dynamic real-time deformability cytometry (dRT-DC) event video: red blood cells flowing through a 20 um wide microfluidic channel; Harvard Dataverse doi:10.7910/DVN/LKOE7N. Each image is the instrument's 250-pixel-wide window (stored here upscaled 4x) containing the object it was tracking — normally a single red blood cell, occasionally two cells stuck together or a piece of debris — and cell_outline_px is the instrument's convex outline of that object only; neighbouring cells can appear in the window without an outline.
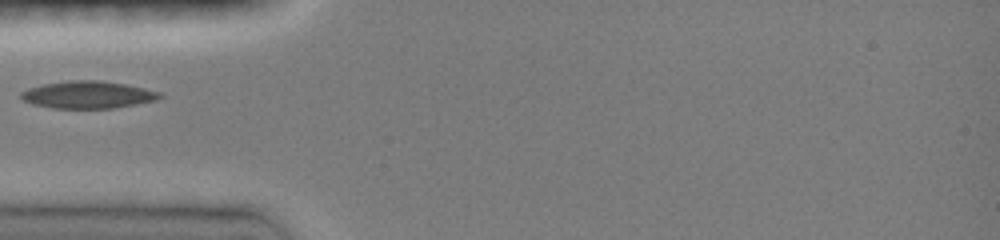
{"species": "common noctule bat (a hibernating species)", "species_latin": "Nyctalus noctula", "temperature_condition": "room temperature", "stored_images_in_passage": 13, "camera_frame_rate_fps": 3000, "um_per_image_px": 0.085, "animal": {"sex": "female", "body_mass_g": 19.0, "forearm_length_mm": 51.5}, "frame": {"image": 1, "passage_image": 1, "time_ms": 0.0, "image_size_px": [1000, 240], "cell_outline_px": [[164, 96], [156, 100], [136, 104], [112, 108], [52, 108], [32, 104], [24, 100], [20, 96], [20, 92], [28, 88], [44, 84], [68, 80], [100, 80], [124, 84], [144, 88], [160, 92]], "centroid_in_image_um": [7.46, 8.05], "position_along_channel_um": 77.5, "area_um2": 22.02}}
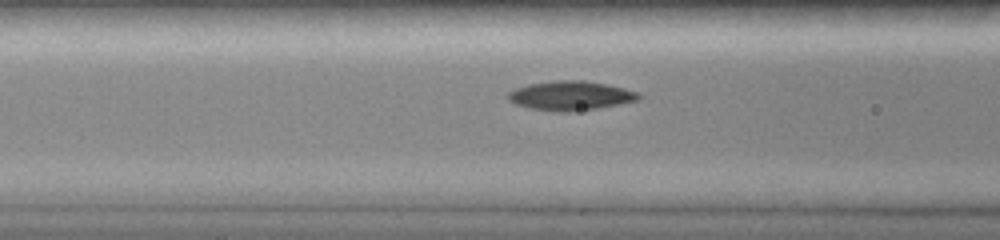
{"frame": {"image": 2, "passage_image": 5, "time_ms": 1.0, "image_size_px": [1000, 240], "cell_outline_px": [[640, 100], [596, 108], [572, 112], [552, 112], [528, 108], [516, 104], [508, 100], [508, 92], [516, 88], [528, 84], [556, 80], [584, 80], [608, 84], [624, 88], [636, 92], [640, 96]], "centroid_in_image_um": [48.47, 8.13], "position_along_channel_um": 118.1, "area_um2": 22.37}}